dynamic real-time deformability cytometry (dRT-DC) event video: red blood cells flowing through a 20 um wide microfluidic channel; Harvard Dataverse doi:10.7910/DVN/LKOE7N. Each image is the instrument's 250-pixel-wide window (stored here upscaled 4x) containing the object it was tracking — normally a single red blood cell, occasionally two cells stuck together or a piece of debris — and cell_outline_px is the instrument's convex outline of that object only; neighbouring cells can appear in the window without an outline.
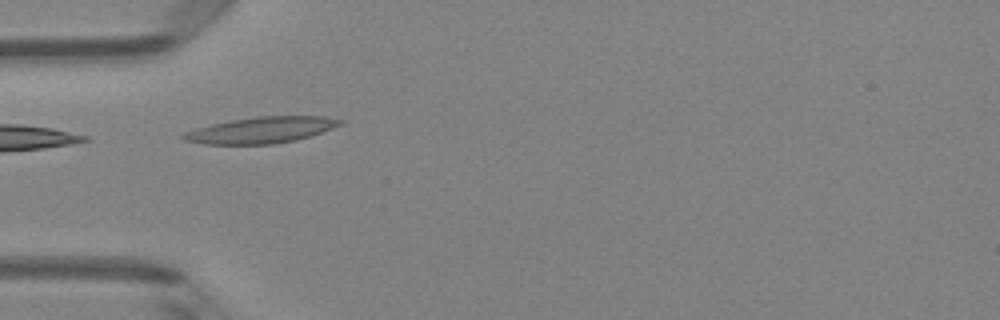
{"species": "Egyptian fruit bat (a non-hibernating species)", "species_latin": "Rousettus aegyptiacus", "temperature_condition": "room temperature", "stored_images_in_passage": 6, "camera_frame_rate_fps": 3000, "um_per_image_px": 0.085, "animal": {"sex": "female"}, "frame": {"image": 1, "passage_image": 4, "time_ms": 4.333, "image_size_px": [1000, 320], "cell_outline_px": [[344, 124], [296, 140], [272, 144], [204, 144], [184, 140], [180, 136], [184, 132], [196, 128], [212, 124], [232, 120], [256, 116], [324, 116], [344, 120]], "centroid_in_image_um": [22.2, 11.05], "position_along_channel_um": 62.8, "area_um2": 23.81}}
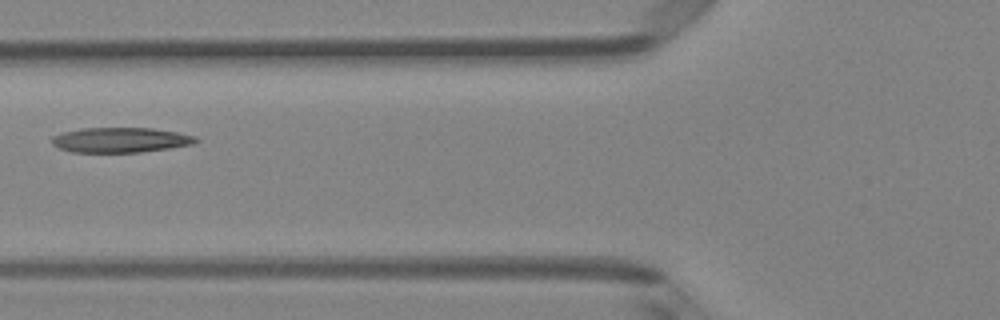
{"frame": {"image": 2, "passage_image": 5, "time_ms": 5.667, "image_size_px": [1000, 320], "cell_outline_px": [[200, 140], [192, 144], [168, 148], [140, 152], [72, 152], [60, 148], [52, 144], [52, 136], [64, 132], [80, 128], [152, 128], [176, 132], [196, 136]], "centroid_in_image_um": [10.24, 11.89], "position_along_channel_um": 115.6, "area_um2": 20.87}}
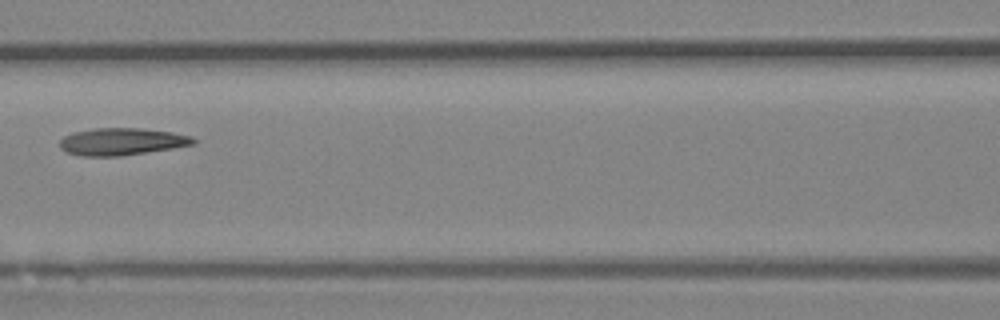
{"frame": {"image": 3, "passage_image": 6, "time_ms": 6.667, "image_size_px": [1000, 320], "cell_outline_px": [[196, 144], [172, 148], [120, 156], [80, 156], [68, 152], [60, 148], [60, 140], [64, 136], [72, 132], [92, 128], [140, 128], [172, 132], [192, 136], [196, 140]], "centroid_in_image_um": [10.34, 12.03], "position_along_channel_um": 156.3, "area_um2": 21.21}}